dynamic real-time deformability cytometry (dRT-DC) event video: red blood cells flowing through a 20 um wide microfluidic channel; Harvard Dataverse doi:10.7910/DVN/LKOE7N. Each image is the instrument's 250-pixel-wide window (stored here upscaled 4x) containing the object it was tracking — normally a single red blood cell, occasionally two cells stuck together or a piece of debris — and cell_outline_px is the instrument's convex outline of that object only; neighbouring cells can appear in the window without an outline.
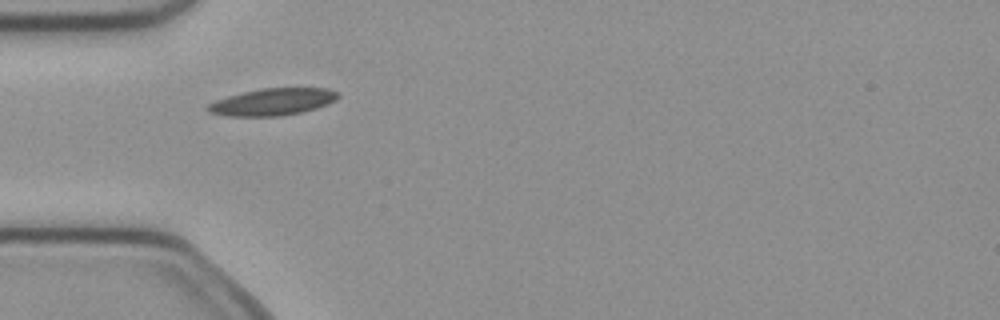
{"species": "common noctule bat (a hibernating species)", "species_latin": "Nyctalus noctula", "temperature_condition": "cold", "stored_images_in_passage": 2, "camera_frame_rate_fps": 3000, "um_per_image_px": 0.085, "animal": {"sex": "female", "body_mass_g": 21.9}, "frame": {"image": 1, "passage_image": 1, "time_ms": 0.0, "image_size_px": [1000, 320], "cell_outline_px": [[340, 96], [336, 100], [328, 104], [304, 112], [280, 116], [228, 116], [208, 112], [204, 108], [208, 104], [216, 100], [228, 96], [260, 88], [328, 88], [336, 92]], "centroid_in_image_um": [23.17, 8.66], "position_along_channel_um": 61.8, "area_um2": 20.58}}